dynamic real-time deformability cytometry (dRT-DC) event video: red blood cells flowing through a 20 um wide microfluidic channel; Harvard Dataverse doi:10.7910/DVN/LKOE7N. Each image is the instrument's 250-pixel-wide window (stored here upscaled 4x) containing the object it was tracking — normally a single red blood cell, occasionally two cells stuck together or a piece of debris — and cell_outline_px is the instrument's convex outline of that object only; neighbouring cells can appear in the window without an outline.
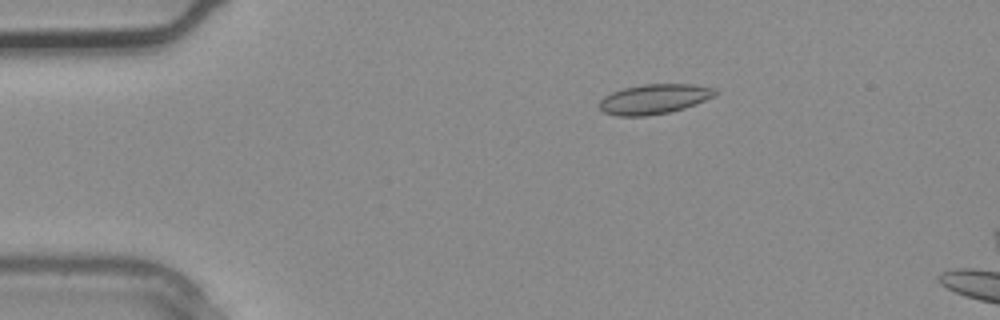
{"species": "common noctule bat (a hibernating species)", "species_latin": "Nyctalus noctula", "temperature_condition": "warm", "stored_images_in_passage": 2, "camera_frame_rate_fps": 3000, "um_per_image_px": 0.085, "animal": {"sex": "male", "body_mass_g": 20.4}, "frame": {"image": 1, "passage_image": 1, "time_ms": 0.0, "image_size_px": [1000, 320], "cell_outline_px": [[720, 92], [716, 96], [684, 108], [668, 112], [644, 116], [620, 116], [604, 112], [600, 108], [600, 100], [604, 96], [612, 92], [624, 88], [644, 84], [692, 84], [716, 88]], "centroid_in_image_um": [55.65, 8.41], "position_along_channel_um": 29.3, "area_um2": 20.11}}